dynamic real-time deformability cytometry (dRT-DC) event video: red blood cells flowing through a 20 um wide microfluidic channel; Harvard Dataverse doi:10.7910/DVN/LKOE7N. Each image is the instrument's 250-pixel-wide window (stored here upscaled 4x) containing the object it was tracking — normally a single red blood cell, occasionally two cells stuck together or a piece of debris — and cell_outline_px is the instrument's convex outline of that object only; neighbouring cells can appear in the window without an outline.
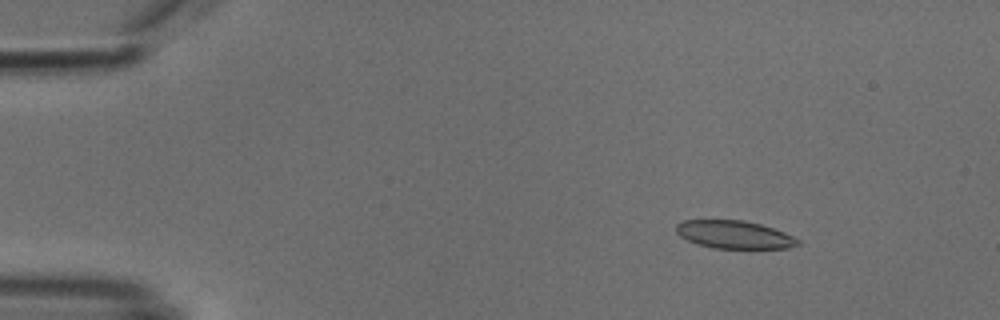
{"species": "common noctule bat (a hibernating species)", "species_latin": "Nyctalus noctula", "temperature_condition": "cold", "stored_images_in_passage": 6, "camera_frame_rate_fps": 3000, "um_per_image_px": 0.085, "animal": {"sex": "male", "body_mass_g": 18.8}, "frame": {"image": 1, "passage_image": 2, "time_ms": 1.0, "image_size_px": [1000, 320], "cell_outline_px": [[800, 244], [788, 248], [712, 248], [696, 244], [680, 236], [676, 232], [676, 224], [680, 220], [744, 220], [760, 224], [784, 232], [800, 240]], "centroid_in_image_um": [62.38, 19.94], "position_along_channel_um": 22.6, "area_um2": 19.83}}
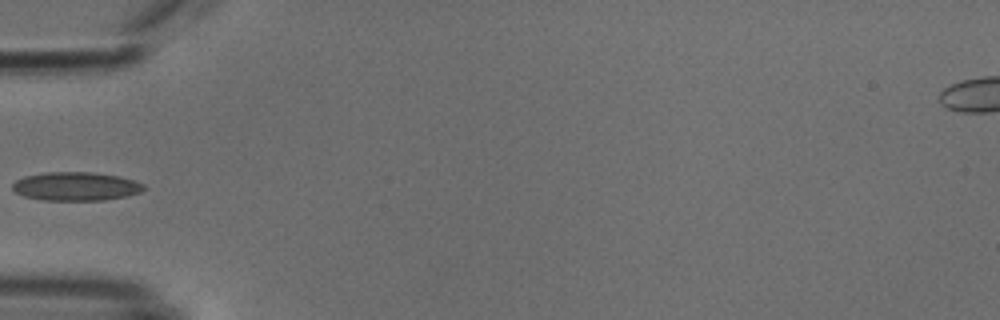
{"frame": {"image": 2, "passage_image": 5, "time_ms": 4.667, "image_size_px": [1000, 320], "cell_outline_px": [[144, 188], [140, 192], [128, 196], [104, 200], [40, 200], [24, 196], [16, 192], [12, 188], [12, 184], [16, 180], [24, 176], [48, 172], [92, 172], [120, 176], [144, 184]], "centroid_in_image_um": [6.44, 15.84], "position_along_channel_um": 78.6, "area_um2": 21.91}}
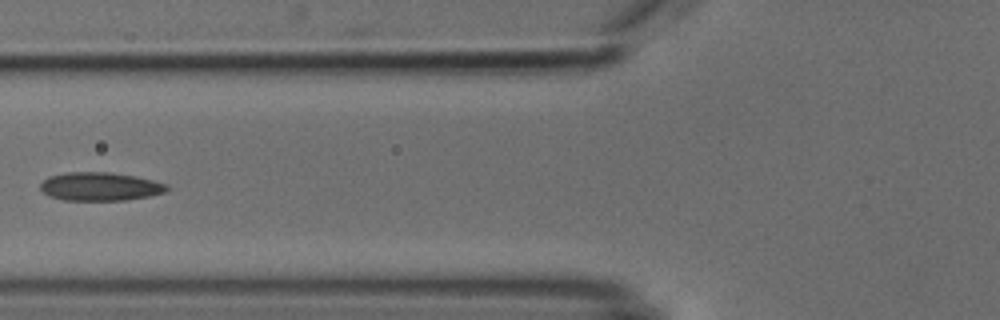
{"frame": {"image": 3, "passage_image": 6, "time_ms": 5.667, "image_size_px": [1000, 320], "cell_outline_px": [[168, 188], [164, 192], [148, 196], [124, 200], [64, 200], [48, 196], [40, 188], [40, 184], [48, 176], [68, 172], [112, 172], [136, 176], [168, 184]], "centroid_in_image_um": [8.49, 15.84], "position_along_channel_um": 117.3, "area_um2": 20.92}}